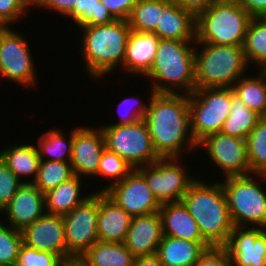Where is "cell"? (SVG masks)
Wrapping results in <instances>:
<instances>
[{"label":"cell","mask_w":266,"mask_h":266,"mask_svg":"<svg viewBox=\"0 0 266 266\" xmlns=\"http://www.w3.org/2000/svg\"><path fill=\"white\" fill-rule=\"evenodd\" d=\"M150 95L143 120L157 154L161 158H183L182 153L196 151L198 143L191 132L189 96L154 93L153 90Z\"/></svg>","instance_id":"cell-1"},{"label":"cell","mask_w":266,"mask_h":266,"mask_svg":"<svg viewBox=\"0 0 266 266\" xmlns=\"http://www.w3.org/2000/svg\"><path fill=\"white\" fill-rule=\"evenodd\" d=\"M200 233L211 247H224L234 228L221 181L197 178L182 197Z\"/></svg>","instance_id":"cell-2"},{"label":"cell","mask_w":266,"mask_h":266,"mask_svg":"<svg viewBox=\"0 0 266 266\" xmlns=\"http://www.w3.org/2000/svg\"><path fill=\"white\" fill-rule=\"evenodd\" d=\"M145 77L154 93L191 94L196 89L195 41L160 39Z\"/></svg>","instance_id":"cell-3"},{"label":"cell","mask_w":266,"mask_h":266,"mask_svg":"<svg viewBox=\"0 0 266 266\" xmlns=\"http://www.w3.org/2000/svg\"><path fill=\"white\" fill-rule=\"evenodd\" d=\"M81 56L89 78L102 79L118 66H123L125 49L131 28L126 20H114L106 25H84Z\"/></svg>","instance_id":"cell-4"},{"label":"cell","mask_w":266,"mask_h":266,"mask_svg":"<svg viewBox=\"0 0 266 266\" xmlns=\"http://www.w3.org/2000/svg\"><path fill=\"white\" fill-rule=\"evenodd\" d=\"M195 45L196 89L232 88L250 69L243 46L200 43L197 40ZM198 46L202 49L198 50Z\"/></svg>","instance_id":"cell-5"},{"label":"cell","mask_w":266,"mask_h":266,"mask_svg":"<svg viewBox=\"0 0 266 266\" xmlns=\"http://www.w3.org/2000/svg\"><path fill=\"white\" fill-rule=\"evenodd\" d=\"M251 15L236 0H216L196 17L200 43L243 46Z\"/></svg>","instance_id":"cell-6"},{"label":"cell","mask_w":266,"mask_h":266,"mask_svg":"<svg viewBox=\"0 0 266 266\" xmlns=\"http://www.w3.org/2000/svg\"><path fill=\"white\" fill-rule=\"evenodd\" d=\"M221 180L234 227L266 229V174L227 176ZM254 225V226H253Z\"/></svg>","instance_id":"cell-7"},{"label":"cell","mask_w":266,"mask_h":266,"mask_svg":"<svg viewBox=\"0 0 266 266\" xmlns=\"http://www.w3.org/2000/svg\"><path fill=\"white\" fill-rule=\"evenodd\" d=\"M234 95L233 88L224 87L195 89L188 95L191 132L197 143L221 131Z\"/></svg>","instance_id":"cell-8"},{"label":"cell","mask_w":266,"mask_h":266,"mask_svg":"<svg viewBox=\"0 0 266 266\" xmlns=\"http://www.w3.org/2000/svg\"><path fill=\"white\" fill-rule=\"evenodd\" d=\"M106 148L118 154L134 169L146 166L161 157L154 149L143 119L127 125H103Z\"/></svg>","instance_id":"cell-9"},{"label":"cell","mask_w":266,"mask_h":266,"mask_svg":"<svg viewBox=\"0 0 266 266\" xmlns=\"http://www.w3.org/2000/svg\"><path fill=\"white\" fill-rule=\"evenodd\" d=\"M179 157L160 158L136 168L145 178L154 198L162 205L182 200L190 185L197 179L187 172ZM187 169V170H186Z\"/></svg>","instance_id":"cell-10"},{"label":"cell","mask_w":266,"mask_h":266,"mask_svg":"<svg viewBox=\"0 0 266 266\" xmlns=\"http://www.w3.org/2000/svg\"><path fill=\"white\" fill-rule=\"evenodd\" d=\"M21 34L14 27L0 29V76L15 84L32 88L38 80L37 69L30 42Z\"/></svg>","instance_id":"cell-11"},{"label":"cell","mask_w":266,"mask_h":266,"mask_svg":"<svg viewBox=\"0 0 266 266\" xmlns=\"http://www.w3.org/2000/svg\"><path fill=\"white\" fill-rule=\"evenodd\" d=\"M67 252L82 256L98 239V192L62 216Z\"/></svg>","instance_id":"cell-12"},{"label":"cell","mask_w":266,"mask_h":266,"mask_svg":"<svg viewBox=\"0 0 266 266\" xmlns=\"http://www.w3.org/2000/svg\"><path fill=\"white\" fill-rule=\"evenodd\" d=\"M197 148L205 149L209 160L224 173L223 177L252 174L247 142L242 138L224 135L221 132L213 133L200 140Z\"/></svg>","instance_id":"cell-13"},{"label":"cell","mask_w":266,"mask_h":266,"mask_svg":"<svg viewBox=\"0 0 266 266\" xmlns=\"http://www.w3.org/2000/svg\"><path fill=\"white\" fill-rule=\"evenodd\" d=\"M105 193L132 217L159 212L161 206L136 169L122 181L111 185Z\"/></svg>","instance_id":"cell-14"},{"label":"cell","mask_w":266,"mask_h":266,"mask_svg":"<svg viewBox=\"0 0 266 266\" xmlns=\"http://www.w3.org/2000/svg\"><path fill=\"white\" fill-rule=\"evenodd\" d=\"M105 148L104 134L99 126L97 129L90 126L73 127L71 165L74 175L80 178L95 177Z\"/></svg>","instance_id":"cell-15"},{"label":"cell","mask_w":266,"mask_h":266,"mask_svg":"<svg viewBox=\"0 0 266 266\" xmlns=\"http://www.w3.org/2000/svg\"><path fill=\"white\" fill-rule=\"evenodd\" d=\"M224 248L233 266H266V229L234 227Z\"/></svg>","instance_id":"cell-16"},{"label":"cell","mask_w":266,"mask_h":266,"mask_svg":"<svg viewBox=\"0 0 266 266\" xmlns=\"http://www.w3.org/2000/svg\"><path fill=\"white\" fill-rule=\"evenodd\" d=\"M21 232L23 243L30 248L56 254L61 259L71 256L66 249L62 216L45 213Z\"/></svg>","instance_id":"cell-17"},{"label":"cell","mask_w":266,"mask_h":266,"mask_svg":"<svg viewBox=\"0 0 266 266\" xmlns=\"http://www.w3.org/2000/svg\"><path fill=\"white\" fill-rule=\"evenodd\" d=\"M45 213V194L32 183H23L10 202L1 210L0 215L5 214L7 224L22 231Z\"/></svg>","instance_id":"cell-18"},{"label":"cell","mask_w":266,"mask_h":266,"mask_svg":"<svg viewBox=\"0 0 266 266\" xmlns=\"http://www.w3.org/2000/svg\"><path fill=\"white\" fill-rule=\"evenodd\" d=\"M162 238V219L155 212L132 217L123 243L135 257L148 256L156 254Z\"/></svg>","instance_id":"cell-19"},{"label":"cell","mask_w":266,"mask_h":266,"mask_svg":"<svg viewBox=\"0 0 266 266\" xmlns=\"http://www.w3.org/2000/svg\"><path fill=\"white\" fill-rule=\"evenodd\" d=\"M160 38L153 33L131 31L122 69L127 75L145 77L151 70Z\"/></svg>","instance_id":"cell-20"},{"label":"cell","mask_w":266,"mask_h":266,"mask_svg":"<svg viewBox=\"0 0 266 266\" xmlns=\"http://www.w3.org/2000/svg\"><path fill=\"white\" fill-rule=\"evenodd\" d=\"M153 34L160 39L196 41V16L176 3L163 0V11Z\"/></svg>","instance_id":"cell-21"},{"label":"cell","mask_w":266,"mask_h":266,"mask_svg":"<svg viewBox=\"0 0 266 266\" xmlns=\"http://www.w3.org/2000/svg\"><path fill=\"white\" fill-rule=\"evenodd\" d=\"M132 216L105 192H98V239L102 242H124Z\"/></svg>","instance_id":"cell-22"},{"label":"cell","mask_w":266,"mask_h":266,"mask_svg":"<svg viewBox=\"0 0 266 266\" xmlns=\"http://www.w3.org/2000/svg\"><path fill=\"white\" fill-rule=\"evenodd\" d=\"M159 213L162 219L163 236L206 242L197 222L182 201L162 204Z\"/></svg>","instance_id":"cell-23"},{"label":"cell","mask_w":266,"mask_h":266,"mask_svg":"<svg viewBox=\"0 0 266 266\" xmlns=\"http://www.w3.org/2000/svg\"><path fill=\"white\" fill-rule=\"evenodd\" d=\"M211 248L207 242H193L163 236L156 255L164 266H195L199 257Z\"/></svg>","instance_id":"cell-24"},{"label":"cell","mask_w":266,"mask_h":266,"mask_svg":"<svg viewBox=\"0 0 266 266\" xmlns=\"http://www.w3.org/2000/svg\"><path fill=\"white\" fill-rule=\"evenodd\" d=\"M0 159L23 183L35 181L41 162L36 145L23 143L5 146L0 150ZM28 177L32 180H27Z\"/></svg>","instance_id":"cell-25"},{"label":"cell","mask_w":266,"mask_h":266,"mask_svg":"<svg viewBox=\"0 0 266 266\" xmlns=\"http://www.w3.org/2000/svg\"><path fill=\"white\" fill-rule=\"evenodd\" d=\"M82 178L74 175L58 187L45 193V211L47 214L63 216L84 202L92 193L82 196ZM82 193V194H81ZM82 196V197H81Z\"/></svg>","instance_id":"cell-26"},{"label":"cell","mask_w":266,"mask_h":266,"mask_svg":"<svg viewBox=\"0 0 266 266\" xmlns=\"http://www.w3.org/2000/svg\"><path fill=\"white\" fill-rule=\"evenodd\" d=\"M232 88L249 109L266 117V69H258L254 76L246 74L240 77Z\"/></svg>","instance_id":"cell-27"},{"label":"cell","mask_w":266,"mask_h":266,"mask_svg":"<svg viewBox=\"0 0 266 266\" xmlns=\"http://www.w3.org/2000/svg\"><path fill=\"white\" fill-rule=\"evenodd\" d=\"M82 257L91 266H133L135 260L123 242L97 241Z\"/></svg>","instance_id":"cell-28"},{"label":"cell","mask_w":266,"mask_h":266,"mask_svg":"<svg viewBox=\"0 0 266 266\" xmlns=\"http://www.w3.org/2000/svg\"><path fill=\"white\" fill-rule=\"evenodd\" d=\"M63 132L62 129L53 128L40 135L36 148L41 160L71 163L73 129L68 137Z\"/></svg>","instance_id":"cell-29"},{"label":"cell","mask_w":266,"mask_h":266,"mask_svg":"<svg viewBox=\"0 0 266 266\" xmlns=\"http://www.w3.org/2000/svg\"><path fill=\"white\" fill-rule=\"evenodd\" d=\"M261 118V115L249 109L242 100L234 95L231 98L230 114L224 121L220 132L224 135L246 140Z\"/></svg>","instance_id":"cell-30"},{"label":"cell","mask_w":266,"mask_h":266,"mask_svg":"<svg viewBox=\"0 0 266 266\" xmlns=\"http://www.w3.org/2000/svg\"><path fill=\"white\" fill-rule=\"evenodd\" d=\"M243 50L251 67L266 69V18L252 17L245 35Z\"/></svg>","instance_id":"cell-31"},{"label":"cell","mask_w":266,"mask_h":266,"mask_svg":"<svg viewBox=\"0 0 266 266\" xmlns=\"http://www.w3.org/2000/svg\"><path fill=\"white\" fill-rule=\"evenodd\" d=\"M163 11V0H136L127 20L131 31L153 33Z\"/></svg>","instance_id":"cell-32"},{"label":"cell","mask_w":266,"mask_h":266,"mask_svg":"<svg viewBox=\"0 0 266 266\" xmlns=\"http://www.w3.org/2000/svg\"><path fill=\"white\" fill-rule=\"evenodd\" d=\"M73 176L70 162L41 160L37 177L32 184L45 194Z\"/></svg>","instance_id":"cell-33"},{"label":"cell","mask_w":266,"mask_h":266,"mask_svg":"<svg viewBox=\"0 0 266 266\" xmlns=\"http://www.w3.org/2000/svg\"><path fill=\"white\" fill-rule=\"evenodd\" d=\"M65 17L77 27L106 25L116 20L100 0H81L79 8H73Z\"/></svg>","instance_id":"cell-34"},{"label":"cell","mask_w":266,"mask_h":266,"mask_svg":"<svg viewBox=\"0 0 266 266\" xmlns=\"http://www.w3.org/2000/svg\"><path fill=\"white\" fill-rule=\"evenodd\" d=\"M251 173L266 174V117H262L247 139Z\"/></svg>","instance_id":"cell-35"},{"label":"cell","mask_w":266,"mask_h":266,"mask_svg":"<svg viewBox=\"0 0 266 266\" xmlns=\"http://www.w3.org/2000/svg\"><path fill=\"white\" fill-rule=\"evenodd\" d=\"M134 168L122 159L118 154L104 149L100 157L97 177L110 179L109 184L98 189L97 192H105L111 185L122 181ZM112 179V182H111Z\"/></svg>","instance_id":"cell-36"},{"label":"cell","mask_w":266,"mask_h":266,"mask_svg":"<svg viewBox=\"0 0 266 266\" xmlns=\"http://www.w3.org/2000/svg\"><path fill=\"white\" fill-rule=\"evenodd\" d=\"M23 244L22 232L0 220V266H16Z\"/></svg>","instance_id":"cell-37"},{"label":"cell","mask_w":266,"mask_h":266,"mask_svg":"<svg viewBox=\"0 0 266 266\" xmlns=\"http://www.w3.org/2000/svg\"><path fill=\"white\" fill-rule=\"evenodd\" d=\"M150 97L151 96H149L147 103H144L143 100L138 97H128V98L126 97L125 99L122 98V101L120 100L119 105H117V108H116L118 109L117 111L120 110L118 112L119 118L117 121H115V123H112L109 125H127V124H131V123H134L136 121L143 119L148 109ZM120 105L121 106L123 105L126 111L122 109L123 107L120 108ZM130 105L131 106L133 105V106L131 107Z\"/></svg>","instance_id":"cell-38"},{"label":"cell","mask_w":266,"mask_h":266,"mask_svg":"<svg viewBox=\"0 0 266 266\" xmlns=\"http://www.w3.org/2000/svg\"><path fill=\"white\" fill-rule=\"evenodd\" d=\"M32 8L29 0H0V25L2 27H12L13 23L26 18ZM12 24V25H11Z\"/></svg>","instance_id":"cell-39"},{"label":"cell","mask_w":266,"mask_h":266,"mask_svg":"<svg viewBox=\"0 0 266 266\" xmlns=\"http://www.w3.org/2000/svg\"><path fill=\"white\" fill-rule=\"evenodd\" d=\"M61 260L56 254L39 251L23 244L16 266H60Z\"/></svg>","instance_id":"cell-40"},{"label":"cell","mask_w":266,"mask_h":266,"mask_svg":"<svg viewBox=\"0 0 266 266\" xmlns=\"http://www.w3.org/2000/svg\"><path fill=\"white\" fill-rule=\"evenodd\" d=\"M22 185L23 182L0 159V212Z\"/></svg>","instance_id":"cell-41"},{"label":"cell","mask_w":266,"mask_h":266,"mask_svg":"<svg viewBox=\"0 0 266 266\" xmlns=\"http://www.w3.org/2000/svg\"><path fill=\"white\" fill-rule=\"evenodd\" d=\"M195 266H233L224 247H211L199 257Z\"/></svg>","instance_id":"cell-42"},{"label":"cell","mask_w":266,"mask_h":266,"mask_svg":"<svg viewBox=\"0 0 266 266\" xmlns=\"http://www.w3.org/2000/svg\"><path fill=\"white\" fill-rule=\"evenodd\" d=\"M81 0H35L32 3V8L37 9H50L59 13L61 16L67 15L73 8H79Z\"/></svg>","instance_id":"cell-43"},{"label":"cell","mask_w":266,"mask_h":266,"mask_svg":"<svg viewBox=\"0 0 266 266\" xmlns=\"http://www.w3.org/2000/svg\"><path fill=\"white\" fill-rule=\"evenodd\" d=\"M116 20H128L136 0H100Z\"/></svg>","instance_id":"cell-44"},{"label":"cell","mask_w":266,"mask_h":266,"mask_svg":"<svg viewBox=\"0 0 266 266\" xmlns=\"http://www.w3.org/2000/svg\"><path fill=\"white\" fill-rule=\"evenodd\" d=\"M251 17H266V0H236Z\"/></svg>","instance_id":"cell-45"},{"label":"cell","mask_w":266,"mask_h":266,"mask_svg":"<svg viewBox=\"0 0 266 266\" xmlns=\"http://www.w3.org/2000/svg\"><path fill=\"white\" fill-rule=\"evenodd\" d=\"M216 0H182L178 5L192 12L196 17L207 10Z\"/></svg>","instance_id":"cell-46"},{"label":"cell","mask_w":266,"mask_h":266,"mask_svg":"<svg viewBox=\"0 0 266 266\" xmlns=\"http://www.w3.org/2000/svg\"><path fill=\"white\" fill-rule=\"evenodd\" d=\"M133 266H164L159 257L154 255L135 257Z\"/></svg>","instance_id":"cell-47"},{"label":"cell","mask_w":266,"mask_h":266,"mask_svg":"<svg viewBox=\"0 0 266 266\" xmlns=\"http://www.w3.org/2000/svg\"><path fill=\"white\" fill-rule=\"evenodd\" d=\"M60 266H91L82 256H70L61 260Z\"/></svg>","instance_id":"cell-48"},{"label":"cell","mask_w":266,"mask_h":266,"mask_svg":"<svg viewBox=\"0 0 266 266\" xmlns=\"http://www.w3.org/2000/svg\"><path fill=\"white\" fill-rule=\"evenodd\" d=\"M166 1L179 4L182 0H166Z\"/></svg>","instance_id":"cell-49"}]
</instances>
